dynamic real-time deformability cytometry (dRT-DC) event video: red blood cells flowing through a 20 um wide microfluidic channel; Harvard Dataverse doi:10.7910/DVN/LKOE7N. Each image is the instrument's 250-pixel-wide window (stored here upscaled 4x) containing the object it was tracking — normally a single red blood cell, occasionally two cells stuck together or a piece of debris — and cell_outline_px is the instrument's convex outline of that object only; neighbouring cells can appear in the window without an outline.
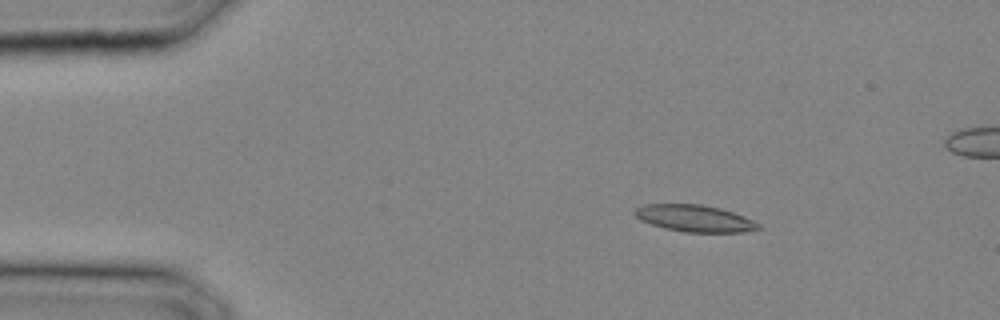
{"species": "common noctule bat (a hibernating species)", "species_latin": "Nyctalus noctula", "temperature_condition": "cold", "stored_images_in_passage": 20, "camera_frame_rate_fps": 3000, "um_per_image_px": 0.085, "animal": {"sex": "male", "body_mass_g": 20.4}, "frame": {"image": 1, "passage_image": 4, "time_ms": 1.0, "image_size_px": [1000, 320], "cell_outline_px": [[764, 228], [744, 232], [684, 232], [664, 228], [640, 220], [632, 212], [636, 208], [644, 204], [704, 204], [720, 208], [744, 216], [760, 224]], "centroid_in_image_um": [59.06, 18.56], "position_along_channel_um": 25.9, "area_um2": 19.42}}